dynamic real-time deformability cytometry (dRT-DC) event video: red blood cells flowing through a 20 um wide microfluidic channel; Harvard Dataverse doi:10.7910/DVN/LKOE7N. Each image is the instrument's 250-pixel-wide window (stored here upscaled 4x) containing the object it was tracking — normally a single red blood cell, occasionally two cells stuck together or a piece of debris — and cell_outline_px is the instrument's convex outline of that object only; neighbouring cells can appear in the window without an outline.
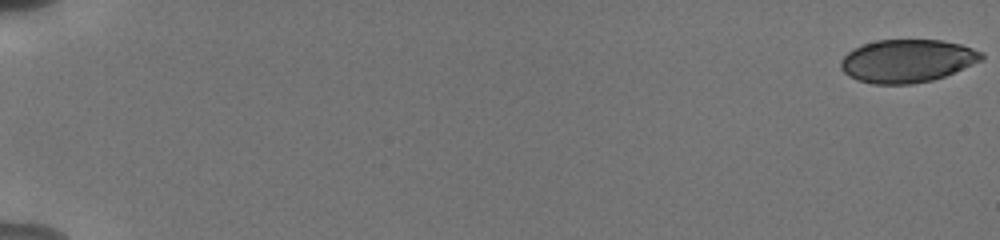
{"species": "human", "species_latin": "Homo sapiens", "temperature_condition": "cold", "stored_images_in_passage": 56, "camera_frame_rate_fps": 3000, "um_per_image_px": 0.085, "donor": {"sex": "male"}, "frame": {"image": 1, "passage_image": 1, "time_ms": 0.0, "image_size_px": [1000, 240], "cell_outline_px": [[984, 60], [944, 76], [932, 80], [912, 84], [872, 84], [856, 80], [848, 76], [840, 68], [840, 60], [852, 48], [876, 40], [944, 40], [960, 44], [984, 52]], "centroid_in_image_um": [77.11, 5.18], "position_along_channel_um": 7.9, "area_um2": 35.55}}
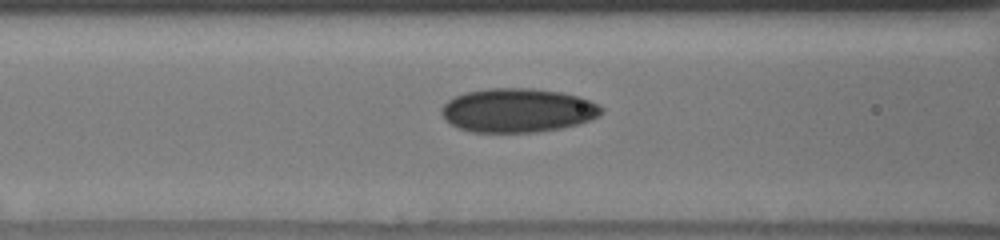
{"frame": {"image": 2, "passage_image": 26, "time_ms": 8.333, "image_size_px": [1000, 240], "cell_outline_px": [[604, 112], [600, 116], [580, 124], [560, 128], [536, 132], [472, 132], [460, 128], [452, 124], [440, 112], [444, 104], [448, 100], [464, 92], [488, 88], [532, 88], [560, 92], [580, 96], [604, 108]], "centroid_in_image_um": [44.04, 9.37], "position_along_channel_um": 122.6, "area_um2": 40.98}}
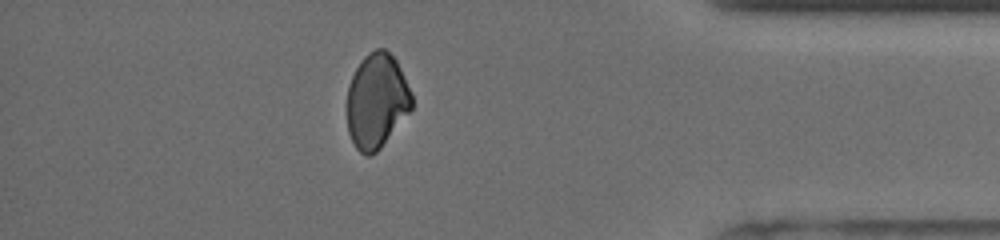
{"frame": {"image": 3, "passage_image": 50, "time_ms": 16.333, "image_size_px": [1000, 240], "cell_outline_px": [[412, 108], [380, 148], [376, 152], [368, 156], [360, 152], [356, 148], [348, 132], [348, 84], [360, 60], [368, 52], [376, 48], [384, 48], [396, 60], [412, 92]], "centroid_in_image_um": [32.02, 8.55], "position_along_channel_um": 403.2, "area_um2": 35.55}, "authors_computed_cell_mechanics": {"area_um2": 37.8012, "velocity_mm_per_s": 3.8394, "shape_relaxation_time_tau1_ms": 9.9346, "shape_relaxation_time_tau2_ms": 3.2927, "deformation_change_tau1": 0.1321, "deformation_change_tau2": 0.0806}}